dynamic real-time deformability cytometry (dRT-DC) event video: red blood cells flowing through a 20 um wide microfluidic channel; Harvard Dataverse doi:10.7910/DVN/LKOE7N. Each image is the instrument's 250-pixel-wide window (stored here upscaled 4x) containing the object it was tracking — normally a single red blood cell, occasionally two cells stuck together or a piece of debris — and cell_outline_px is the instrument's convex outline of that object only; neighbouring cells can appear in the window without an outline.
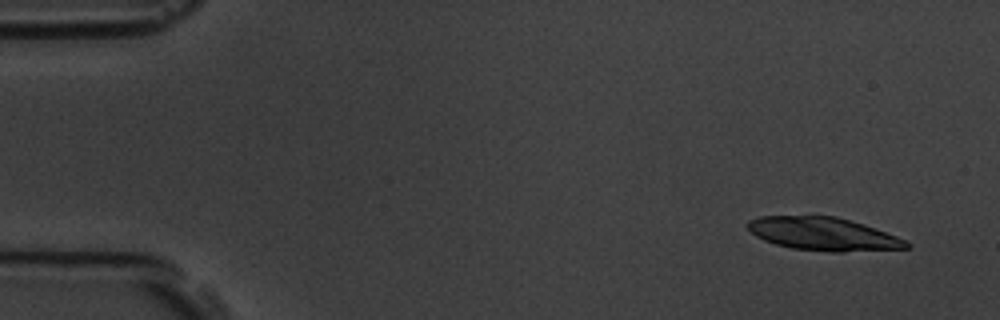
{"species": "common noctule bat (a hibernating species)", "species_latin": "Nyctalus noctula", "temperature_condition": "room temperature", "stored_images_in_passage": 5, "camera_frame_rate_fps": 3000, "um_per_image_px": 0.085, "animal": {"sex": "male", "body_mass_g": 19.5, "forearm_length_mm": 54.6}, "frame": {"image": 1, "passage_image": 2, "time_ms": 1.0, "image_size_px": [1000, 320], "cell_outline_px": [[912, 248], [844, 252], [832, 252], [792, 248], [776, 244], [764, 240], [756, 236], [744, 224], [748, 220], [760, 216], [836, 216], [864, 224], [908, 240], [912, 244]], "centroid_in_image_um": [70.02, 19.89], "position_along_channel_um": 15.0, "area_um2": 30.87}}